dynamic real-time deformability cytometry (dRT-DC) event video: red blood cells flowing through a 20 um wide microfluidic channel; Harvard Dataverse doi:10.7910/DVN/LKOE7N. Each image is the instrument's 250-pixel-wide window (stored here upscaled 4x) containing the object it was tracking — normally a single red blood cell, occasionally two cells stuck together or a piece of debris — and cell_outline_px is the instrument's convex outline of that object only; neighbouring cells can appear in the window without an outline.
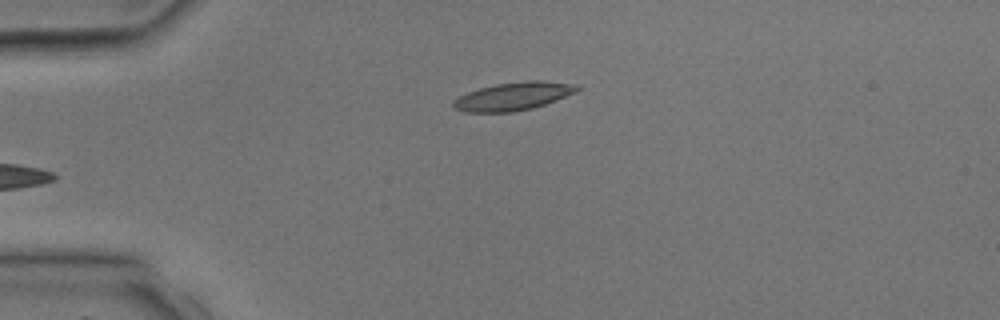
{"species": "common noctule bat (a hibernating species)", "species_latin": "Nyctalus noctula", "temperature_condition": "room temperature", "stored_images_in_passage": 3, "camera_frame_rate_fps": 3000, "um_per_image_px": 0.085, "animal": {"sex": "male", "body_mass_g": 17.9, "forearm_length_mm": 54.2}, "frame": {"image": 1, "passage_image": 3, "time_ms": 2.667, "image_size_px": [1000, 320], "cell_outline_px": [[580, 88], [576, 92], [556, 100], [532, 108], [512, 112], [464, 112], [452, 108], [452, 100], [468, 92], [480, 88], [496, 84], [528, 80], [540, 80], [572, 84]], "centroid_in_image_um": [43.58, 8.19], "position_along_channel_um": 41.4, "area_um2": 20.11}}